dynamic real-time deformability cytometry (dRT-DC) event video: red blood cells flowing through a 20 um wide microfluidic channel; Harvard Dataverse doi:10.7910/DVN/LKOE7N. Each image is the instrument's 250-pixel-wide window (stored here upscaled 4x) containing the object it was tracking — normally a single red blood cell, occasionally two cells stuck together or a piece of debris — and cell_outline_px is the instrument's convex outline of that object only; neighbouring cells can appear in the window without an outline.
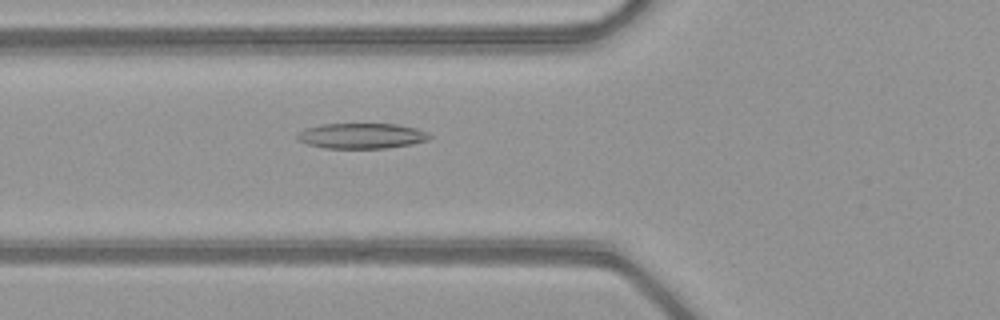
{"species": "common noctule bat (a hibernating species)", "species_latin": "Nyctalus noctula", "temperature_condition": "warm", "stored_images_in_passage": 48, "camera_frame_rate_fps": 3000, "um_per_image_px": 0.085, "animal": {"sex": "female", "body_mass_g": 21.9}, "frame": {"image": 1, "passage_image": 17, "time_ms": 5.333, "image_size_px": [1000, 320], "cell_outline_px": [[432, 136], [428, 140], [412, 144], [388, 148], [324, 148], [308, 144], [296, 140], [296, 136], [304, 128], [320, 124], [396, 124], [416, 128], [428, 132]], "centroid_in_image_um": [30.73, 11.55], "position_along_channel_um": 95.1, "area_um2": 19.71}}
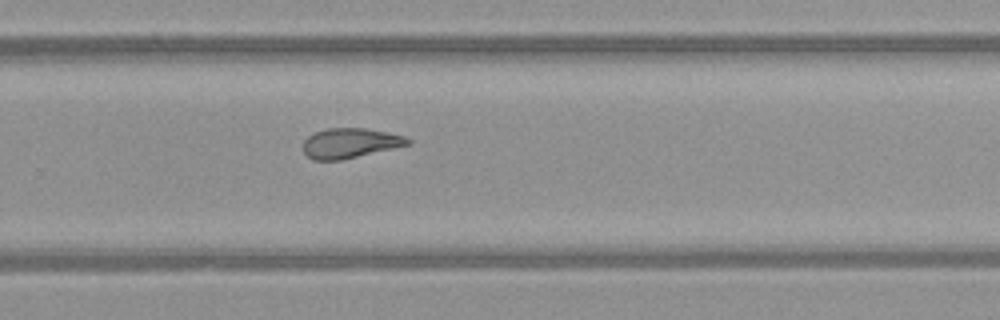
{"frame": {"image": 2, "passage_image": 32, "time_ms": 10.333, "image_size_px": [1000, 320], "cell_outline_px": [[412, 144], [340, 160], [312, 160], [304, 152], [304, 140], [308, 136], [316, 132], [328, 128], [364, 128], [388, 132], [404, 136], [412, 140]], "centroid_in_image_um": [29.78, 12.16], "position_along_channel_um": 300.0, "area_um2": 18.15}}
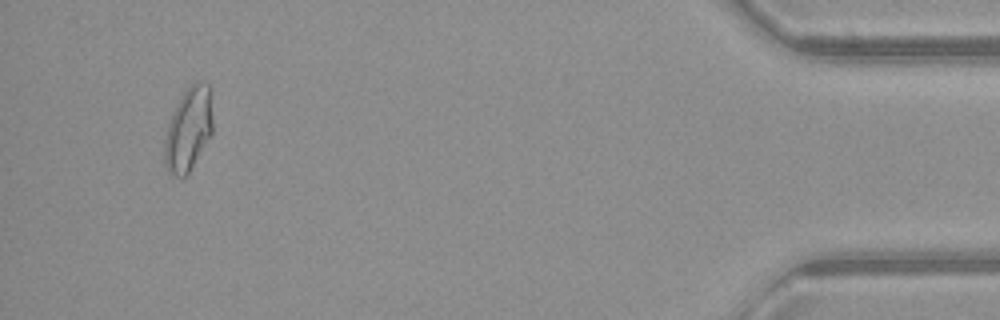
{"frame": {"image": 3, "passage_image": 46, "time_ms": 15.0, "image_size_px": [1000, 320], "cell_outline_px": [[212, 132], [188, 172], [184, 176], [172, 176], [168, 172], [164, 164], [164, 140], [168, 124], [172, 112], [180, 96], [196, 80], [208, 84], [212, 88]], "centroid_in_image_um": [16.01, 10.94], "position_along_channel_um": 419.2, "area_um2": 23.52}, "authors_computed_cell_mechanics": {"area_um2": 20.0277, "velocity_mm_per_s": 4.083, "shape_relaxation_time_tau1_ms": null, "shape_relaxation_time_tau2_ms": 3.4582, "deformation_change_tau1": null, "deformation_change_tau2": 0.1189}}